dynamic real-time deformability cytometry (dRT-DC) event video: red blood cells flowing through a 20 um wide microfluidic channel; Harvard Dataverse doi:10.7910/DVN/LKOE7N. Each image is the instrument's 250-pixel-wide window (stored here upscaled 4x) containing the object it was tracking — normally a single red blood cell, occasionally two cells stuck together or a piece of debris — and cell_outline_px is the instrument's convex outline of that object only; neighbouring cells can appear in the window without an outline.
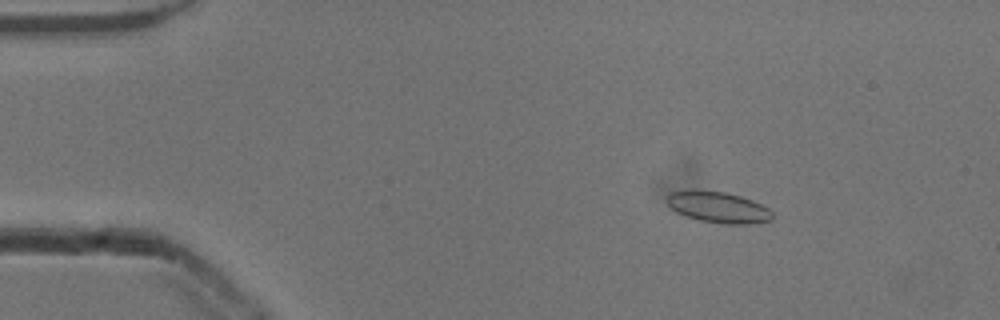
{"species": "common noctule bat (a hibernating species)", "species_latin": "Nyctalus noctula", "temperature_condition": "cold", "stored_images_in_passage": 53, "camera_frame_rate_fps": 3000, "um_per_image_px": 0.085, "animal": {"sex": "male", "body_mass_g": 13.3}, "frame": {"image": 1, "passage_image": 8, "time_ms": 2.333, "image_size_px": [1000, 320], "cell_outline_px": [[772, 220], [748, 224], [724, 224], [700, 220], [684, 216], [676, 212], [668, 204], [668, 192], [688, 188], [692, 188], [724, 192], [740, 196], [752, 200], [768, 208], [772, 212]], "centroid_in_image_um": [61.0, 17.59], "position_along_channel_um": 24.0, "area_um2": 19.36}}
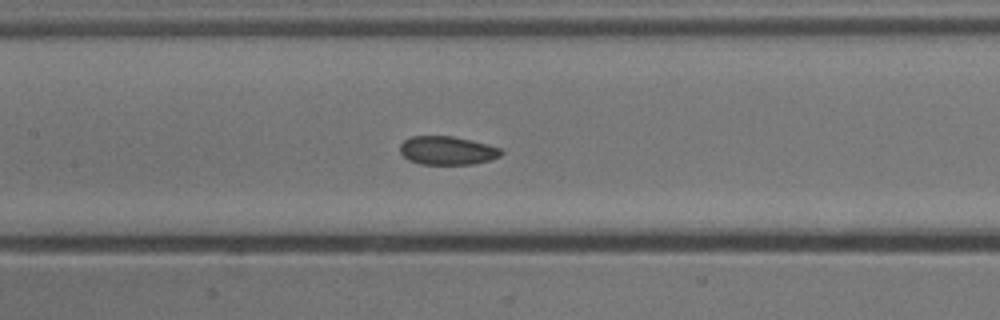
{"frame": {"image": 2, "passage_image": 25, "time_ms": 8.0, "image_size_px": [1000, 320], "cell_outline_px": [[504, 152], [500, 156], [488, 160], [472, 164], [420, 164], [408, 160], [400, 152], [400, 144], [404, 140], [412, 136], [452, 136], [500, 148]], "centroid_in_image_um": [37.97, 12.8], "position_along_channel_um": 169.4, "area_um2": 16.59}}
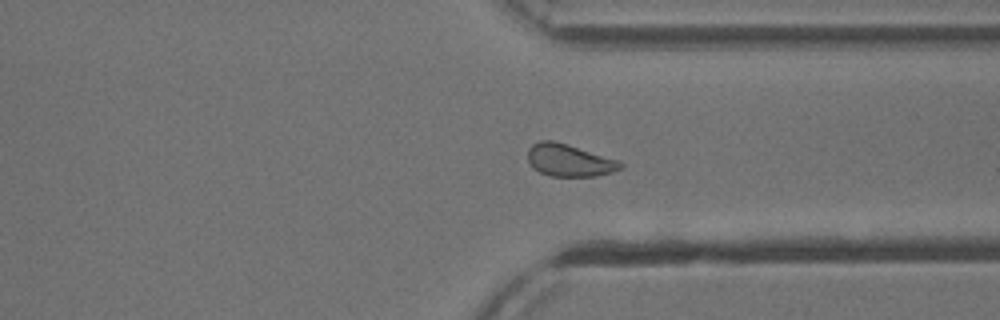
{"frame": {"image": 3, "passage_image": 40, "time_ms": 13.0, "image_size_px": [1000, 320], "cell_outline_px": [[624, 168], [612, 172], [596, 176], [552, 176], [540, 172], [532, 168], [528, 160], [528, 148], [532, 144], [540, 140], [552, 140], [568, 144], [620, 160], [624, 164]], "centroid_in_image_um": [48.41, 13.62], "position_along_channel_um": 363.0, "area_um2": 17.69}, "authors_computed_cell_mechanics": {"area_um2": 18.0336, "velocity_mm_per_s": 3.8929, "shape_relaxation_time_tau1_ms": null, "shape_relaxation_time_tau2_ms": 1.6062, "deformation_change_tau1": null, "deformation_change_tau2": 0.0549}}